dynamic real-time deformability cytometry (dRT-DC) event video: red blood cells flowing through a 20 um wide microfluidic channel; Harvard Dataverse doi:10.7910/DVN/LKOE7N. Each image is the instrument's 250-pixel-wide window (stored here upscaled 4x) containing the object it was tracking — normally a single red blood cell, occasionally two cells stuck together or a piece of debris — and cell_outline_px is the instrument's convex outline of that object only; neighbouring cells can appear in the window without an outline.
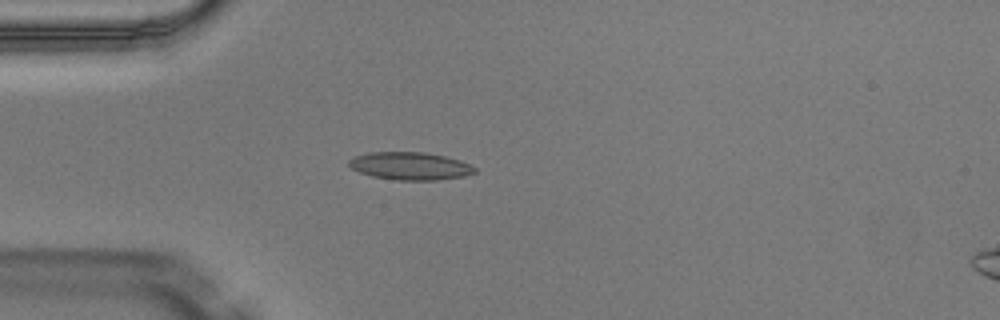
{"species": "Egyptian fruit bat (a non-hibernating species)", "species_latin": "Rousettus aegyptiacus", "temperature_condition": "warm", "stored_images_in_passage": 3, "camera_frame_rate_fps": 3000, "um_per_image_px": 0.085, "animal": {"sex": "male"}, "frame": {"image": 1, "passage_image": 3, "time_ms": 0.667, "image_size_px": [1000, 320], "cell_outline_px": [[476, 172], [464, 176], [436, 180], [396, 180], [372, 176], [360, 172], [352, 168], [348, 164], [348, 160], [356, 156], [368, 152], [424, 152], [444, 156], [460, 160], [476, 168]], "centroid_in_image_um": [34.85, 14.11], "position_along_channel_um": 50.1, "area_um2": 20.23}}